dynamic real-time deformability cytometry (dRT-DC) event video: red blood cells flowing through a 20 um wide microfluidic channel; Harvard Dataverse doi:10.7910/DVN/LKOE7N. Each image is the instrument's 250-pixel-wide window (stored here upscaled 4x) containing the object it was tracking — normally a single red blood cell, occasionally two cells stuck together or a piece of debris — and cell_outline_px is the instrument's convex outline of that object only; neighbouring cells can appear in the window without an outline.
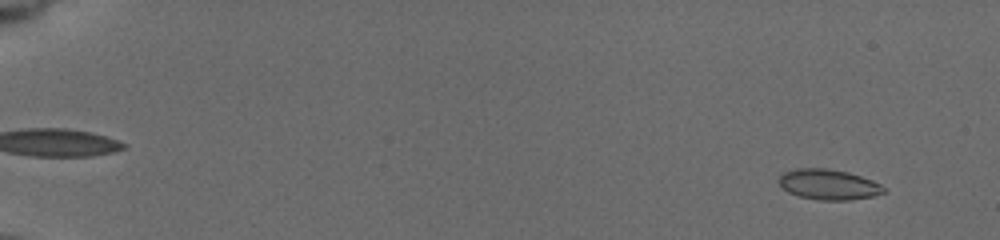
{"species": "common noctule bat (a hibernating species)", "species_latin": "Nyctalus noctula", "temperature_condition": "cold", "stored_images_in_passage": 57, "camera_frame_rate_fps": 3000, "um_per_image_px": 0.085, "animal": {"sex": "female", "body_mass_g": 19.5, "forearm_length_mm": 54.1}, "frame": {"image": 1, "passage_image": 4, "time_ms": 1.0, "image_size_px": [1000, 240], "cell_outline_px": [[884, 192], [872, 196], [848, 200], [820, 200], [800, 196], [788, 192], [776, 180], [784, 172], [796, 168], [828, 168], [848, 172], [872, 180], [880, 184], [884, 188]], "centroid_in_image_um": [70.4, 15.67], "position_along_channel_um": 14.6, "area_um2": 18.44}}
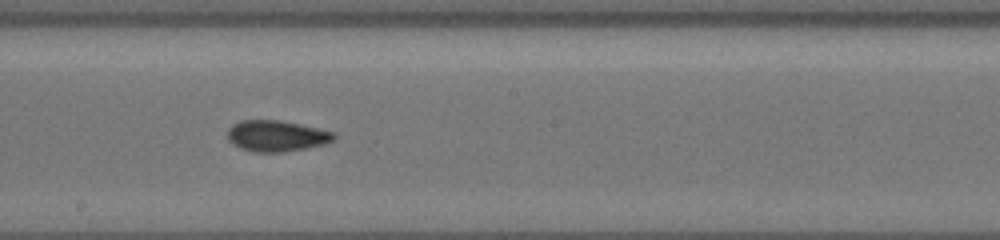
{"frame": {"image": 2, "passage_image": 34, "time_ms": 11.0, "image_size_px": [1000, 240], "cell_outline_px": [[336, 136], [332, 140], [324, 144], [284, 152], [252, 152], [240, 148], [232, 144], [228, 140], [228, 128], [232, 124], [240, 120], [280, 120], [336, 132]], "centroid_in_image_um": [23.47, 11.55], "position_along_channel_um": 224.7, "area_um2": 19.31}}
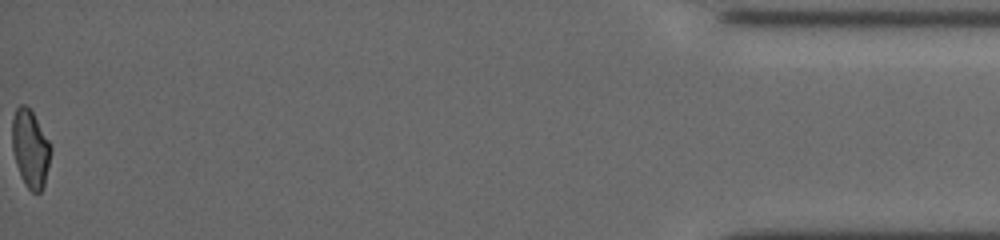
{"frame": {"image": 3, "passage_image": 57, "time_ms": 18.667, "image_size_px": [1000, 240], "cell_outline_px": [[52, 148], [44, 188], [40, 192], [32, 192], [24, 184], [20, 176], [16, 164], [12, 148], [12, 120], [16, 108], [20, 104], [24, 104], [32, 112], [48, 140]], "centroid_in_image_um": [2.57, 12.67], "position_along_channel_um": 432.6, "area_um2": 17.46}, "authors_computed_cell_mechanics": {"area_um2": 18.5538, "velocity_mm_per_s": 3.7752, "shape_relaxation_time_tau1_ms": 7.1341, "shape_relaxation_time_tau2_ms": 1.3883, "deformation_change_tau1": 0.1338, "deformation_change_tau2": 0.0627}}